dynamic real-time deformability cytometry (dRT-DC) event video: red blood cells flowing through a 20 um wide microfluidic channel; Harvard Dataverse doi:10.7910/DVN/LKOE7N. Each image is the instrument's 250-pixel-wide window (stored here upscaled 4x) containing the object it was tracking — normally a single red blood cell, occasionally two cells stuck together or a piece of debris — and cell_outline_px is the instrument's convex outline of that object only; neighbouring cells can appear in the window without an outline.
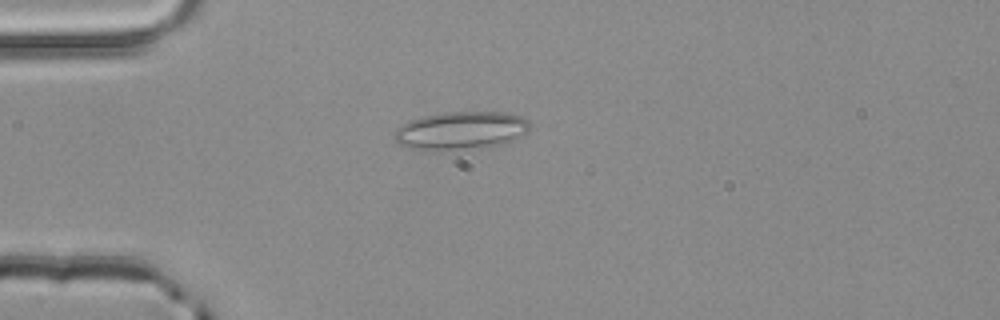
{"species": "common noctule bat (a hibernating species)", "species_latin": "Nyctalus noctula", "temperature_condition": "room temperature", "stored_images_in_passage": 4, "camera_frame_rate_fps": 3000, "um_per_image_px": 0.085, "animal": {"sex": "male", "body_mass_g": 20.4}, "frame": {"image": 1, "passage_image": 4, "time_ms": 1.0, "image_size_px": [1000, 320], "cell_outline_px": [[528, 128], [516, 140], [496, 144], [440, 152], [408, 148], [400, 144], [392, 136], [396, 128], [420, 116], [444, 112], [504, 112], [524, 116], [528, 120]], "centroid_in_image_um": [39.12, 11.09], "position_along_channel_um": 45.9, "area_um2": 30.06}}